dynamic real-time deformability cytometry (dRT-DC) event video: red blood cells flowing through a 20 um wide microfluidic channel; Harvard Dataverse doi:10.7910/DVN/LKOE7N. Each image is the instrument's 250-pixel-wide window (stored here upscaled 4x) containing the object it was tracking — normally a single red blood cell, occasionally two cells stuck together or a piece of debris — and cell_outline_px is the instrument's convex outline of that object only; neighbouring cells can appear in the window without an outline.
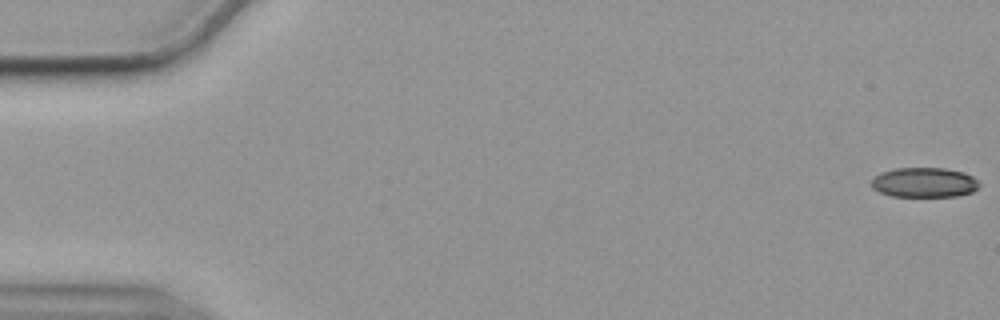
{"species": "common noctule bat (a hibernating species)", "species_latin": "Nyctalus noctula", "temperature_condition": "cold", "stored_images_in_passage": 52, "camera_frame_rate_fps": 3000, "um_per_image_px": 0.085, "animal": {"sex": "female", "body_mass_g": 19.9}, "frame": {"image": 1, "passage_image": 1, "time_ms": 0.0, "image_size_px": [1000, 320], "cell_outline_px": [[980, 184], [972, 192], [956, 196], [892, 196], [880, 192], [872, 188], [872, 180], [880, 172], [896, 168], [944, 168], [964, 172], [972, 176]], "centroid_in_image_um": [78.55, 15.5], "position_along_channel_um": 6.4, "area_um2": 18.61}}
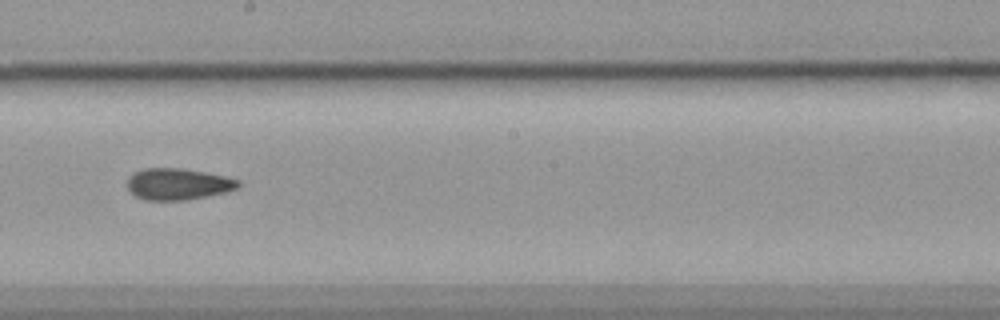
{"frame": {"image": 2, "passage_image": 32, "time_ms": 10.333, "image_size_px": [1000, 320], "cell_outline_px": [[240, 184], [236, 188], [224, 192], [184, 200], [144, 200], [136, 196], [128, 188], [128, 176], [132, 172], [144, 168], [184, 168], [224, 176], [240, 180]], "centroid_in_image_um": [15.08, 15.63], "position_along_channel_um": 233.1, "area_um2": 20.23}}
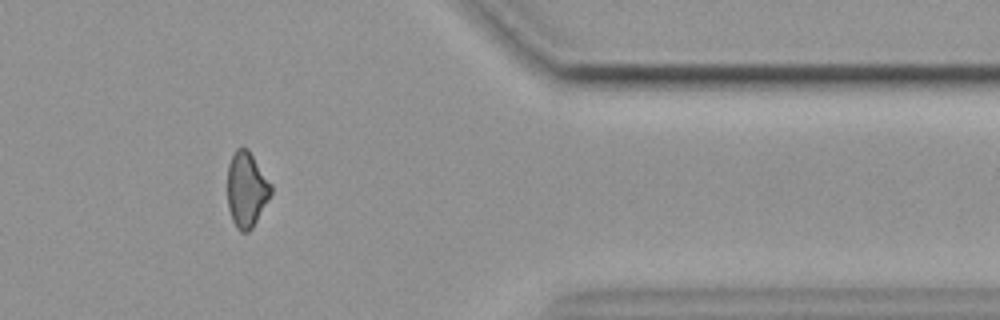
{"frame": {"image": 3, "passage_image": 47, "time_ms": 15.333, "image_size_px": [1000, 320], "cell_outline_px": [[272, 192], [268, 200], [252, 228], [248, 232], [240, 232], [236, 228], [232, 220], [228, 208], [228, 164], [236, 148], [248, 148], [272, 184]], "centroid_in_image_um": [20.96, 16.11], "position_along_channel_um": 390.4, "area_um2": 19.13}}